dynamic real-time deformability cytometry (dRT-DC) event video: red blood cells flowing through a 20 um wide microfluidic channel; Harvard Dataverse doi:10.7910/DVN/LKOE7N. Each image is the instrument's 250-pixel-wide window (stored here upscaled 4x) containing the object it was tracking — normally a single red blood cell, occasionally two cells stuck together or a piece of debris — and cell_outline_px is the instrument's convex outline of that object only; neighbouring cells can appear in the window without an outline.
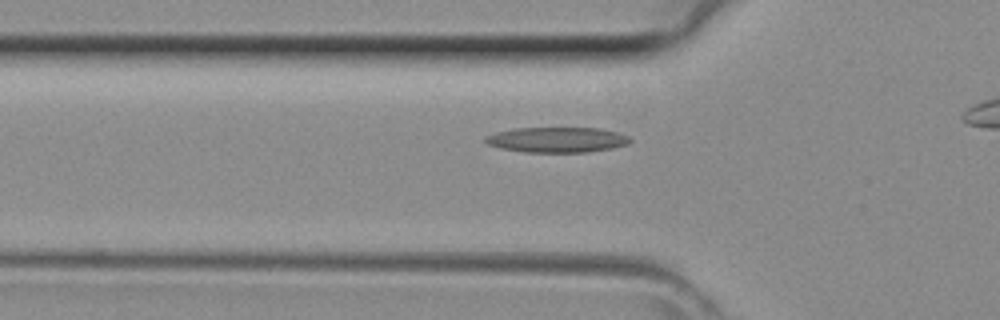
{"species": "common noctule bat (a hibernating species)", "species_latin": "Nyctalus noctula", "temperature_condition": "room temperature", "stored_images_in_passage": 25, "camera_frame_rate_fps": 3000, "um_per_image_px": 0.085, "animal": {"sex": "female", "body_mass_g": 29.2, "forearm_length_mm": 56.3}, "frame": {"image": 1, "passage_image": 3, "time_ms": 0.667, "image_size_px": [1000, 320], "cell_outline_px": [[632, 140], [628, 144], [612, 148], [588, 152], [524, 152], [500, 148], [488, 144], [484, 140], [484, 136], [496, 132], [516, 128], [600, 128], [616, 132], [628, 136]], "centroid_in_image_um": [47.34, 11.88], "position_along_channel_um": 78.5, "area_um2": 21.33}}
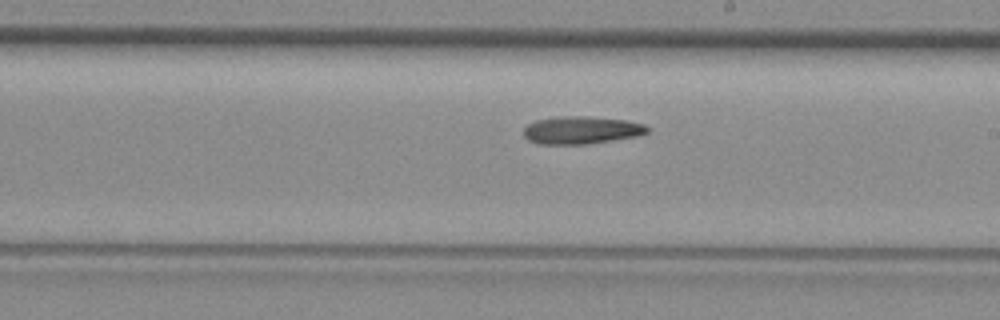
{"frame": {"image": 2, "passage_image": 13, "time_ms": 4.0, "image_size_px": [1000, 320], "cell_outline_px": [[648, 132], [640, 136], [588, 144], [540, 144], [528, 140], [524, 136], [524, 128], [528, 124], [536, 120], [556, 116], [588, 116], [628, 120], [644, 124], [648, 128]], "centroid_in_image_um": [49.43, 11.06], "position_along_channel_um": 239.6, "area_um2": 20.17}}
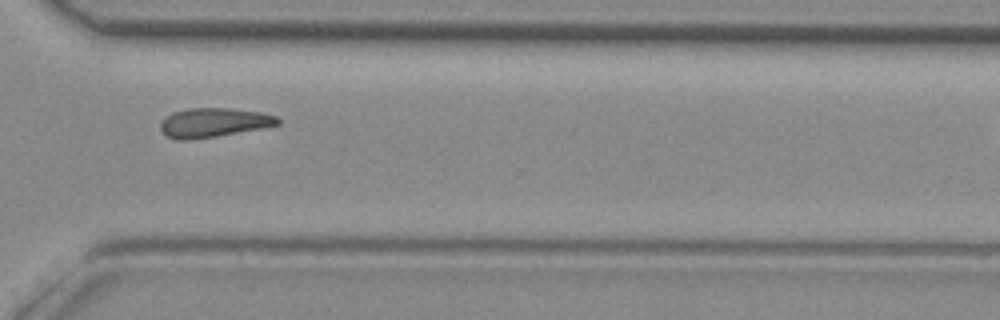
{"frame": {"image": 3, "passage_image": 20, "time_ms": 6.333, "image_size_px": [1000, 320], "cell_outline_px": [[280, 124], [260, 128], [216, 136], [192, 140], [176, 140], [160, 132], [160, 124], [172, 112], [188, 108], [228, 108], [260, 112], [276, 116], [280, 120]], "centroid_in_image_um": [18.12, 10.42], "position_along_channel_um": 352.5, "area_um2": 19.83}}